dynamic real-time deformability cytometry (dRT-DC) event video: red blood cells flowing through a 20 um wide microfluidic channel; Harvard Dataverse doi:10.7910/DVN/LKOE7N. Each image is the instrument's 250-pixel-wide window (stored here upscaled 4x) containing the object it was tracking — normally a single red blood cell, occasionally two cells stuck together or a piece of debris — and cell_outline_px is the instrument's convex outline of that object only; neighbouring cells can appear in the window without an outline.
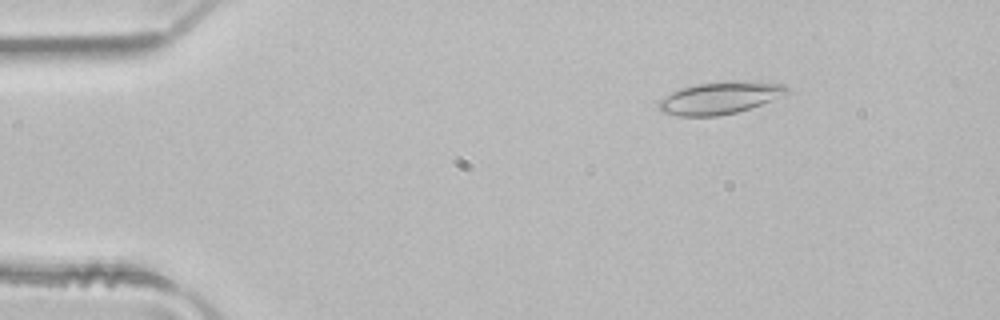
{"species": "common noctule bat (a hibernating species)", "species_latin": "Nyctalus noctula", "temperature_condition": "room temperature", "stored_images_in_passage": 4, "camera_frame_rate_fps": 3000, "um_per_image_px": 0.085, "animal": {"sex": "male", "body_mass_g": 21.5, "forearm_length_mm": 52.0}, "frame": {"image": 1, "passage_image": 2, "time_ms": 0.333, "image_size_px": [1000, 320], "cell_outline_px": [[792, 92], [760, 104], [736, 112], [716, 116], [680, 116], [664, 112], [660, 108], [660, 100], [664, 96], [680, 88], [696, 84], [736, 80], [756, 80], [784, 84]], "centroid_in_image_um": [61.26, 8.29], "position_along_channel_um": 23.7, "area_um2": 24.04}}
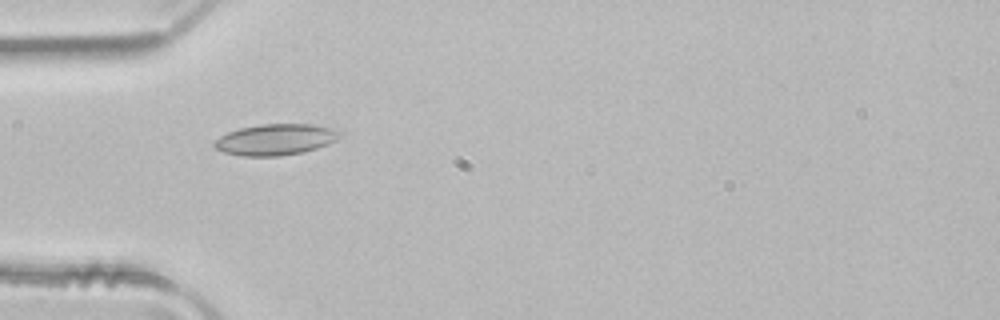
{"frame": {"image": 2, "passage_image": 4, "time_ms": 1.0, "image_size_px": [1000, 320], "cell_outline_px": [[344, 132], [336, 140], [328, 144], [316, 148], [300, 152], [280, 156], [240, 156], [224, 152], [216, 148], [212, 144], [220, 136], [228, 132], [240, 128], [260, 124], [312, 124], [336, 128]], "centroid_in_image_um": [23.45, 11.85], "position_along_channel_um": 61.5, "area_um2": 22.83}}